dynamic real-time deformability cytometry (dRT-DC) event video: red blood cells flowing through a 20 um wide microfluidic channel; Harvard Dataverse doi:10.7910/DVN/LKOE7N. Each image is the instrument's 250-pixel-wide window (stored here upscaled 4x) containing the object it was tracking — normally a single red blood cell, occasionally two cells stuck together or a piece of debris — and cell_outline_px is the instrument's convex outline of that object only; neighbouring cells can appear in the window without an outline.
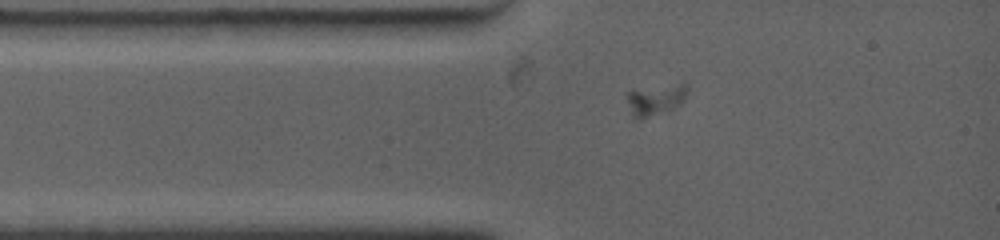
{"species": "common noctule bat (a hibernating species)", "species_latin": "Nyctalus noctula", "temperature_condition": "warm", "stored_images_in_passage": 9, "camera_frame_rate_fps": 4500, "um_per_image_px": 0.085, "animal": {"sex": "female", "body_mass_g": 19.0, "forearm_length_mm": 53.3}, "frame": {"image": 1, "passage_image": 4, "time_ms": 2.222, "image_size_px": [1000, 240], "cell_outline_px": [[688, 92], [684, 100], [680, 104], [640, 120], [632, 116], [628, 100], [628, 92], [684, 80], [688, 88]], "centroid_in_image_um": [55.81, 8.41], "position_along_channel_um": 29.2, "area_um2": 10.81}}